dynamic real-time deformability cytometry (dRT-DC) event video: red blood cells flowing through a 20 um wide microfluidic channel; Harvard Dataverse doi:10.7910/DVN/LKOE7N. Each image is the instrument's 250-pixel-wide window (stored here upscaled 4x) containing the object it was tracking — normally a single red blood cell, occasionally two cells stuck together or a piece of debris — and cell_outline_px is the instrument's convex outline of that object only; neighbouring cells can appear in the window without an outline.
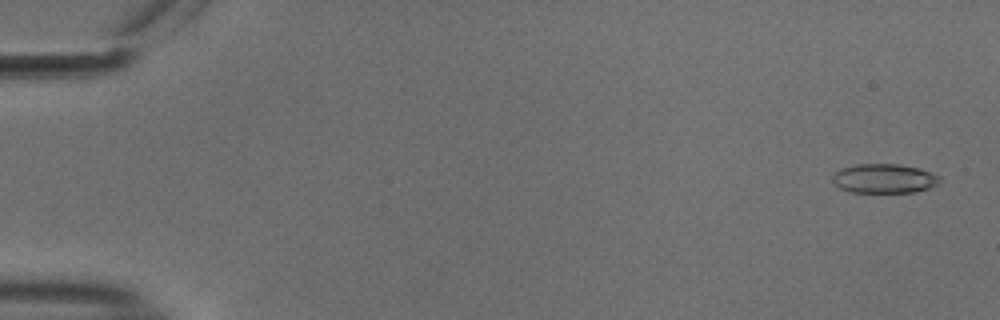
{"species": "common noctule bat (a hibernating species)", "species_latin": "Nyctalus noctula", "temperature_condition": "cold", "stored_images_in_passage": 54, "camera_frame_rate_fps": 3000, "um_per_image_px": 0.085, "animal": {"sex": "male", "body_mass_g": 18.8}, "frame": {"image": 1, "passage_image": 2, "time_ms": 0.333, "image_size_px": [1000, 320], "cell_outline_px": [[940, 184], [916, 192], [848, 192], [840, 188], [832, 180], [832, 176], [840, 168], [856, 164], [900, 164], [920, 168], [932, 172], [940, 176]], "centroid_in_image_um": [75.18, 15.17], "position_along_channel_um": 9.8, "area_um2": 18.5}}
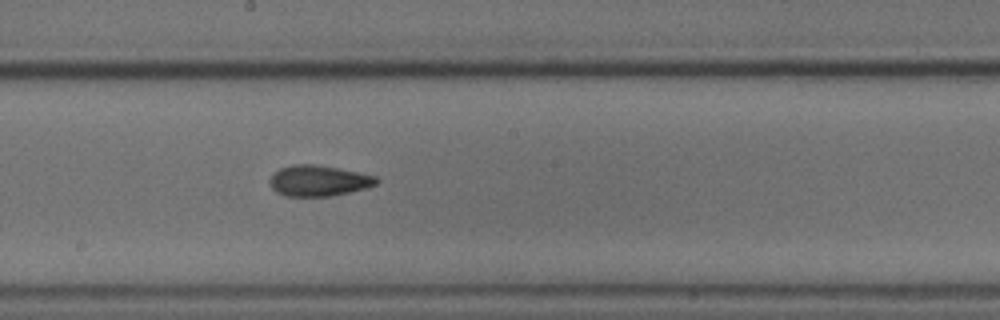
{"frame": {"image": 2, "passage_image": 30, "time_ms": 9.667, "image_size_px": [1000, 320], "cell_outline_px": [[380, 180], [376, 184], [364, 188], [332, 196], [284, 196], [276, 192], [272, 188], [268, 180], [280, 168], [296, 164], [312, 164], [336, 168], [376, 176]], "centroid_in_image_um": [27.05, 15.37], "position_along_channel_um": 221.1, "area_um2": 18.9}}
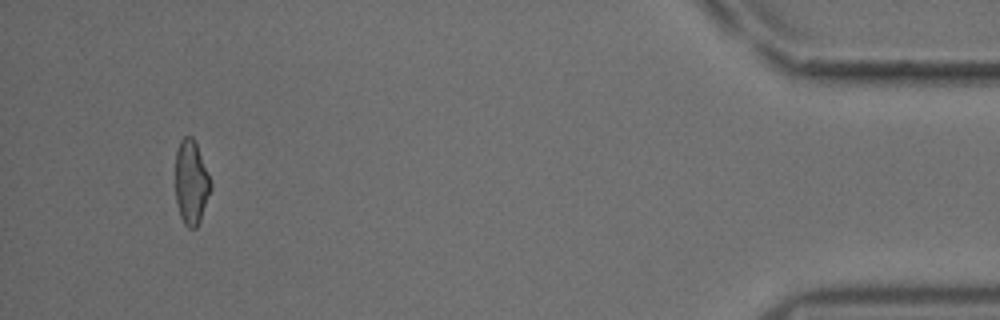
{"frame": {"image": 3, "passage_image": 51, "time_ms": 16.667, "image_size_px": [1000, 320], "cell_outline_px": [[212, 188], [200, 220], [196, 228], [188, 228], [184, 224], [180, 216], [176, 204], [176, 152], [180, 140], [184, 136], [192, 136], [196, 144], [212, 184]], "centroid_in_image_um": [16.25, 15.53], "position_along_channel_um": 419.0, "area_um2": 17.22}, "authors_computed_cell_mechanics": {"area_um2": 18.6405, "velocity_mm_per_s": 3.7928, "shape_relaxation_time_tau1_ms": null, "shape_relaxation_time_tau2_ms": 3.3986, "deformation_change_tau1": null, "deformation_change_tau2": 0.1058}}